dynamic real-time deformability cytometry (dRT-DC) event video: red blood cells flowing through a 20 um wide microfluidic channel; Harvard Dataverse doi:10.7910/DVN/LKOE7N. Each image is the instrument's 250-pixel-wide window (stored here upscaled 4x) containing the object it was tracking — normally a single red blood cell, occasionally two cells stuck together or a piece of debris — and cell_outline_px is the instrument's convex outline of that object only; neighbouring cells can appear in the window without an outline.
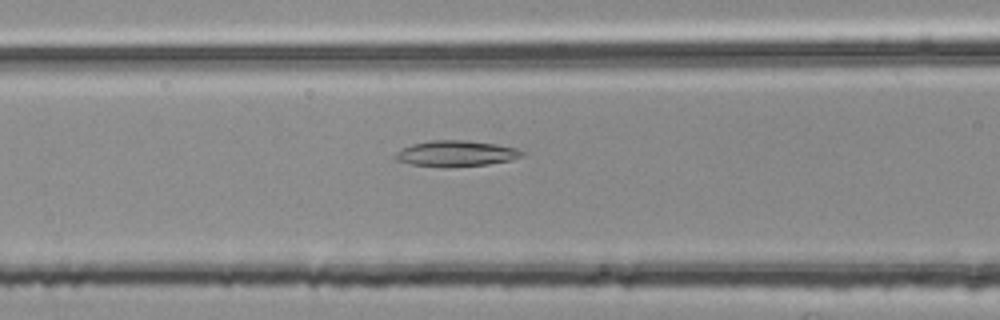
{"species": "common noctule bat (a hibernating species)", "species_latin": "Nyctalus noctula", "temperature_condition": "room temperature", "stored_images_in_passage": 54, "segment_of_instrument_passage": [2, 2], "camera_frame_rate_fps": 3000, "um_per_image_px": 0.085, "animal": {"sex": "female", "body_mass_g": 25.1}, "frame": {"image": 1, "passage_image": 22, "time_ms": 7.0, "image_size_px": [1000, 320], "cell_outline_px": [[524, 156], [512, 160], [488, 164], [412, 164], [396, 160], [396, 152], [412, 144], [428, 140], [464, 140], [496, 144], [516, 148], [524, 152]], "centroid_in_image_um": [38.83, 12.99], "position_along_channel_um": 127.8, "area_um2": 18.03}}
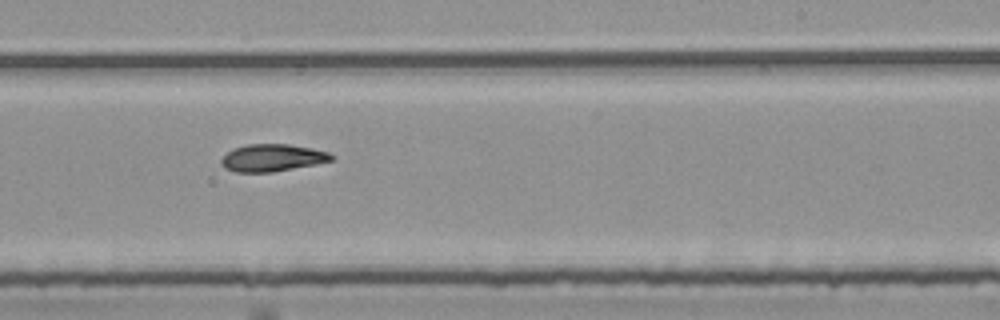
{"frame": {"image": 2, "passage_image": 33, "time_ms": 10.667, "image_size_px": [1000, 320], "cell_outline_px": [[336, 156], [332, 160], [316, 164], [272, 172], [236, 172], [224, 168], [220, 164], [220, 160], [232, 148], [248, 144], [288, 144], [312, 148], [328, 152]], "centroid_in_image_um": [23.13, 13.41], "position_along_channel_um": 265.9, "area_um2": 17.57}}
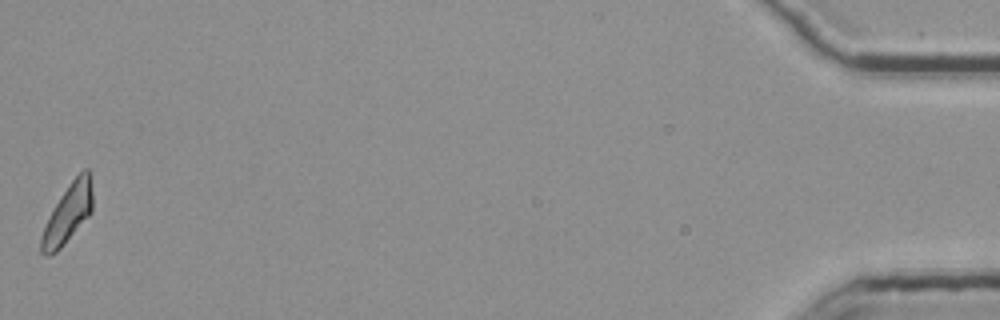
{"frame": {"image": 3, "passage_image": 54, "time_ms": 17.667, "image_size_px": [1000, 320], "cell_outline_px": [[92, 212], [64, 244], [56, 252], [48, 256], [44, 256], [40, 252], [40, 236], [60, 196], [72, 180], [84, 168], [88, 168], [92, 192]], "centroid_in_image_um": [5.76, 18.18], "position_along_channel_um": 429.4, "area_um2": 17.22}}